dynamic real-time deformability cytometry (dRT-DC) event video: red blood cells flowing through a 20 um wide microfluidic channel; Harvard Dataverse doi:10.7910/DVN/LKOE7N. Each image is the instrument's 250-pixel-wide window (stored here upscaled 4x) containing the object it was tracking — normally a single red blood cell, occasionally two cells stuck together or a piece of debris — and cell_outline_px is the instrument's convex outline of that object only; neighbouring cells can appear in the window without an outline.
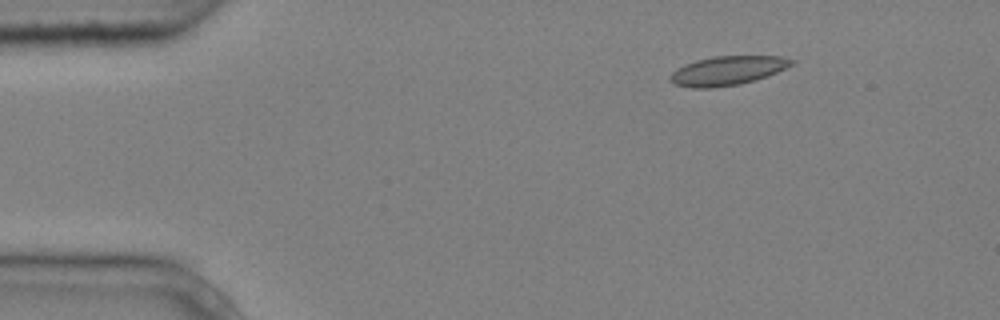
{"species": "common noctule bat (a hibernating species)", "species_latin": "Nyctalus noctula", "temperature_condition": "cold", "stored_images_in_passage": 5, "camera_frame_rate_fps": 3000, "um_per_image_px": 0.085, "animal": {"sex": "male", "body_mass_g": 20.4}, "frame": {"image": 1, "passage_image": 2, "time_ms": 0.333, "image_size_px": [1000, 320], "cell_outline_px": [[796, 60], [792, 64], [768, 76], [740, 84], [712, 88], [692, 88], [676, 84], [668, 76], [672, 72], [696, 60], [712, 56], [780, 56]], "centroid_in_image_um": [61.86, 6.0], "position_along_channel_um": 23.1, "area_um2": 20.29}}
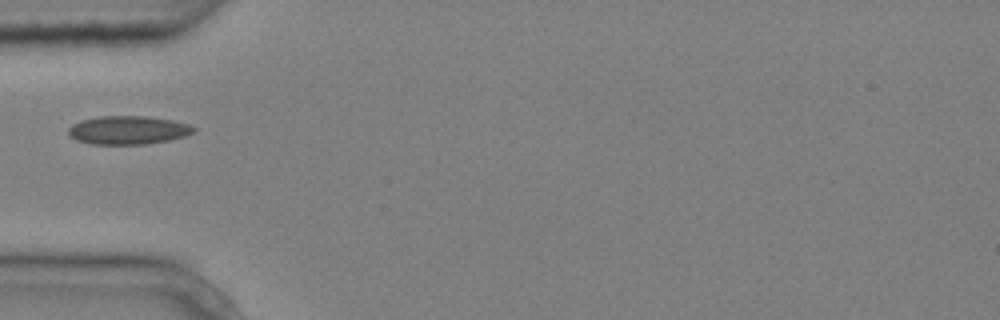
{"frame": {"image": 2, "passage_image": 5, "time_ms": 1.333, "image_size_px": [1000, 320], "cell_outline_px": [[196, 132], [184, 136], [168, 140], [144, 144], [92, 144], [76, 140], [68, 136], [68, 128], [72, 124], [80, 120], [100, 116], [148, 116], [172, 120], [188, 124], [196, 128]], "centroid_in_image_um": [10.86, 11.05], "position_along_channel_um": 74.1, "area_um2": 20.87}}